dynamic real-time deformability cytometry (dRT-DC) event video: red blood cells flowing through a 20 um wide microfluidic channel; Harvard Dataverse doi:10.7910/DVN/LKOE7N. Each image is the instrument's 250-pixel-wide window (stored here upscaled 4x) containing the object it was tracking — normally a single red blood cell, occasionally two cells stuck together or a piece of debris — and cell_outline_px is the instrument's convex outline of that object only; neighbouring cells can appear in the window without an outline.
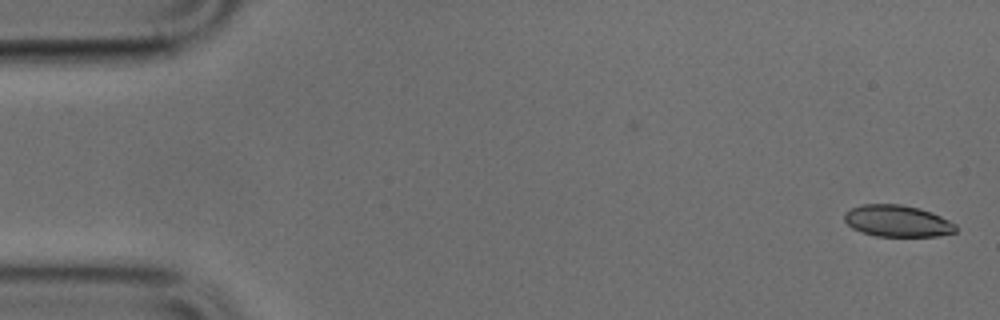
{"species": "common noctule bat (a hibernating species)", "species_latin": "Nyctalus noctula", "temperature_condition": "cold", "stored_images_in_passage": 50, "camera_frame_rate_fps": 3000, "um_per_image_px": 0.085, "animal": {"sex": "male", "body_mass_g": 17.9, "forearm_length_mm": 54.2}, "frame": {"image": 1, "passage_image": 1, "time_ms": 0.0, "image_size_px": [1000, 320], "cell_outline_px": [[956, 232], [936, 236], [876, 236], [852, 228], [844, 220], [844, 212], [852, 208], [864, 204], [900, 204], [920, 208], [932, 212], [956, 224]], "centroid_in_image_um": [76.28, 18.78], "position_along_channel_um": 8.7, "area_um2": 20.46}}
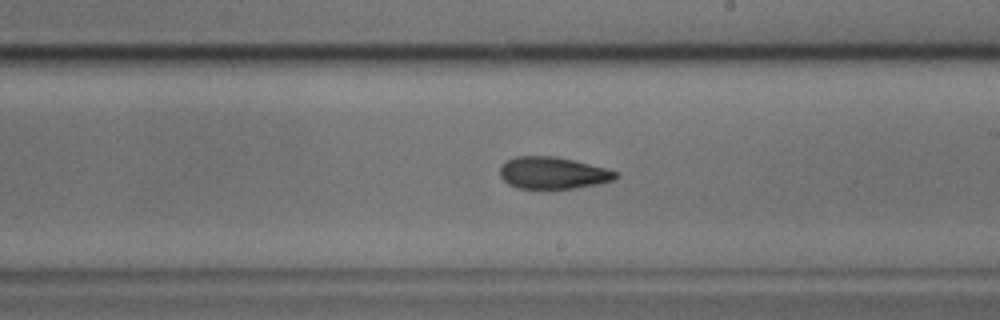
{"frame": {"image": 2, "passage_image": 28, "time_ms": 9.0, "image_size_px": [1000, 320], "cell_outline_px": [[620, 176], [616, 180], [576, 188], [516, 188], [508, 184], [500, 176], [500, 164], [516, 156], [556, 156], [608, 168], [620, 172]], "centroid_in_image_um": [47.04, 14.69], "position_along_channel_um": 242.0, "area_um2": 21.79}}
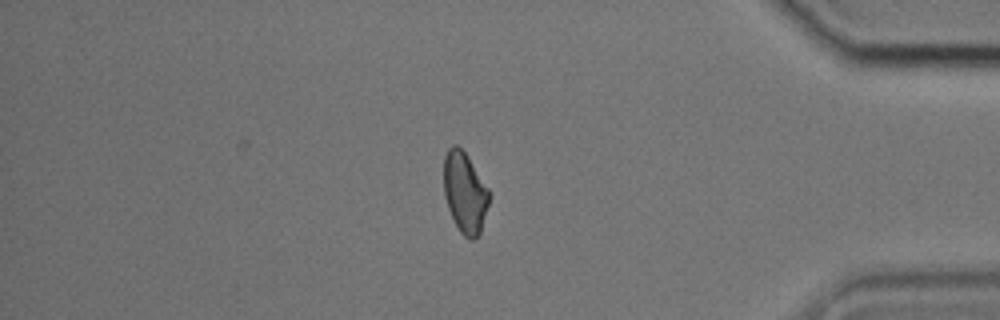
{"frame": {"image": 3, "passage_image": 42, "time_ms": 13.667, "image_size_px": [1000, 320], "cell_outline_px": [[492, 196], [480, 232], [472, 240], [468, 240], [460, 232], [448, 208], [444, 196], [444, 156], [448, 148], [452, 144], [456, 144], [468, 156], [492, 192]], "centroid_in_image_um": [39.54, 16.35], "position_along_channel_um": 395.7, "area_um2": 21.73}}